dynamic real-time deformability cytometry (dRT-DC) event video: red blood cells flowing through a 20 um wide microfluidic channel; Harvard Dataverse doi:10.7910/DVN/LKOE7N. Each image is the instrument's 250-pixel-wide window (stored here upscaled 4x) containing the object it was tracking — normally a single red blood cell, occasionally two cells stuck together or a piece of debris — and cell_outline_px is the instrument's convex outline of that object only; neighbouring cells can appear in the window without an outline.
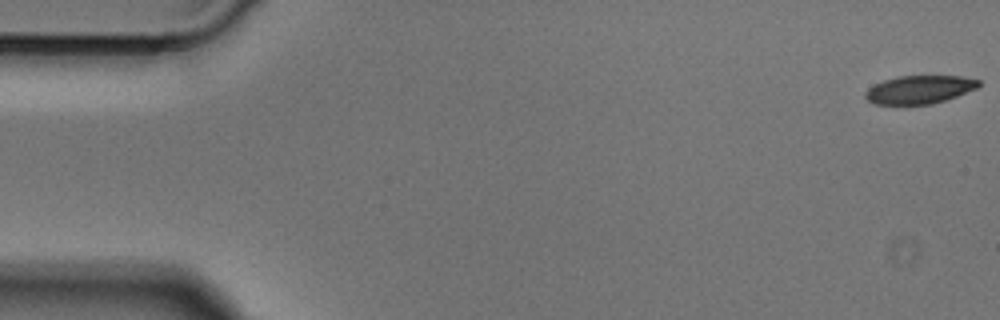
{"species": "Egyptian fruit bat (a non-hibernating species)", "species_latin": "Rousettus aegyptiacus", "temperature_condition": "cold", "stored_images_in_passage": 50, "camera_frame_rate_fps": 3000, "um_per_image_px": 0.085, "animal": {"sex": "male"}, "frame": {"image": 1, "passage_image": 1, "time_ms": 0.0, "image_size_px": [1000, 320], "cell_outline_px": [[980, 84], [976, 88], [956, 96], [932, 104], [876, 104], [868, 100], [864, 96], [864, 92], [868, 88], [884, 80], [896, 76], [960, 76], [980, 80]], "centroid_in_image_um": [78.13, 7.61], "position_along_channel_um": 6.9, "area_um2": 18.44}}
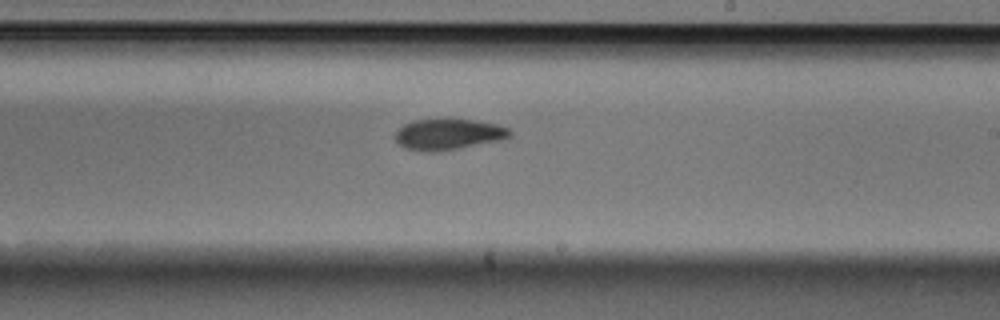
{"frame": {"image": 2, "passage_image": 29, "time_ms": 9.333, "image_size_px": [1000, 320], "cell_outline_px": [[512, 136], [504, 140], [460, 148], [436, 152], [424, 152], [404, 148], [396, 140], [396, 132], [404, 124], [412, 120], [472, 120], [496, 124], [508, 128], [512, 132]], "centroid_in_image_um": [38.14, 11.44], "position_along_channel_um": 250.9, "area_um2": 20.63}}
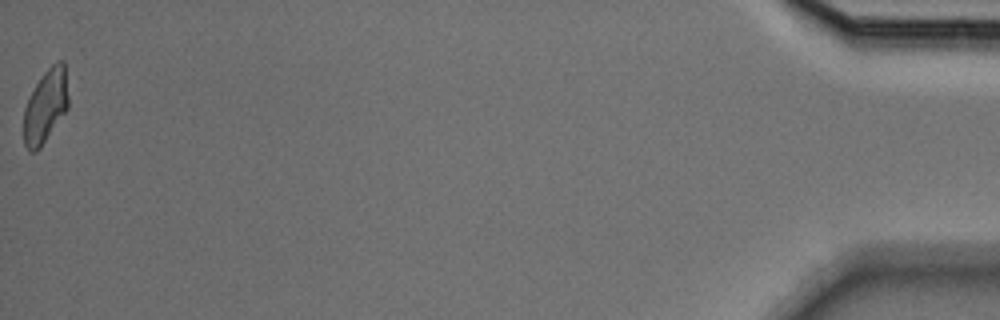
{"frame": {"image": 3, "passage_image": 50, "time_ms": 16.333, "image_size_px": [1000, 320], "cell_outline_px": [[68, 108], [40, 148], [36, 152], [28, 152], [24, 144], [24, 108], [36, 84], [44, 72], [56, 60], [64, 60], [68, 96]], "centroid_in_image_um": [3.87, 9.03], "position_along_channel_um": 431.3, "area_um2": 19.02}}